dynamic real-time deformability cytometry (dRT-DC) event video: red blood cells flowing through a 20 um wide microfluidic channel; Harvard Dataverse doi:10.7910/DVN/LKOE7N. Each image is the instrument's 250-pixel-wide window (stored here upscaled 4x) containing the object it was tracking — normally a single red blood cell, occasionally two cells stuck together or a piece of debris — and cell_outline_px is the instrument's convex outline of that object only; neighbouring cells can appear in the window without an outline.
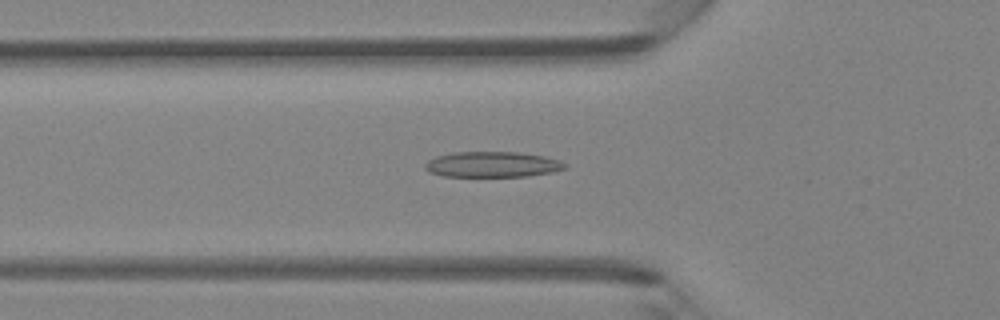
{"species": "Egyptian fruit bat (a non-hibernating species)", "species_latin": "Rousettus aegyptiacus", "temperature_condition": "room temperature", "stored_images_in_passage": 39, "camera_frame_rate_fps": 3000, "um_per_image_px": 0.085, "animal": {"sex": "female"}, "frame": {"image": 1, "passage_image": 8, "time_ms": 2.333, "image_size_px": [1000, 320], "cell_outline_px": [[568, 168], [552, 172], [528, 176], [444, 176], [428, 172], [424, 168], [424, 164], [428, 160], [436, 156], [452, 152], [520, 152], [544, 156], [560, 160], [568, 164]], "centroid_in_image_um": [41.87, 13.97], "position_along_channel_um": 83.9, "area_um2": 21.04}}
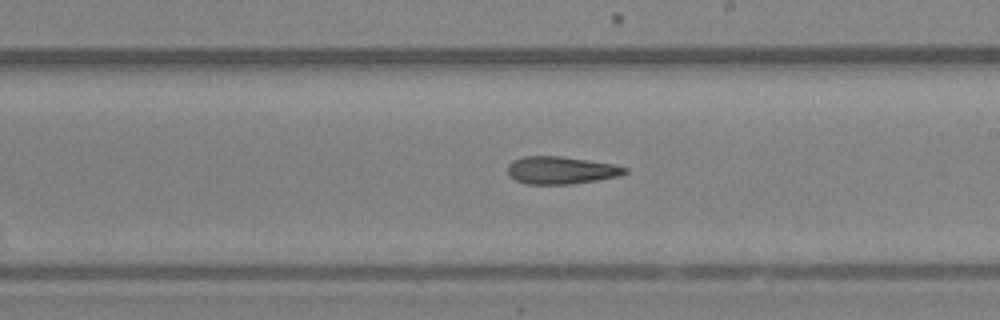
{"frame": {"image": 2, "passage_image": 19, "time_ms": 6.0, "image_size_px": [1000, 320], "cell_outline_px": [[628, 172], [620, 176], [572, 184], [524, 184], [516, 180], [508, 172], [508, 164], [512, 160], [524, 156], [560, 156], [588, 160], [612, 164], [628, 168]], "centroid_in_image_um": [47.69, 14.47], "position_along_channel_um": 241.3, "area_um2": 18.79}}
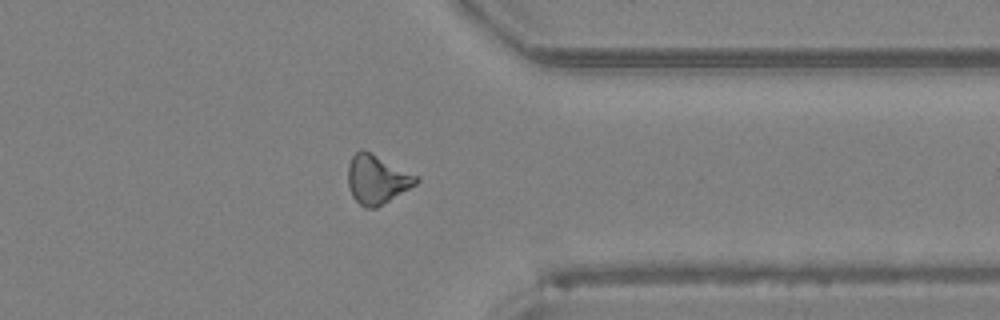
{"frame": {"image": 3, "passage_image": 29, "time_ms": 9.333, "image_size_px": [1000, 320], "cell_outline_px": [[420, 180], [416, 184], [376, 208], [364, 208], [352, 196], [348, 184], [348, 164], [352, 156], [360, 148], [364, 148], [420, 176]], "centroid_in_image_um": [32.05, 15.21], "position_along_channel_um": 379.4, "area_um2": 19.71}}